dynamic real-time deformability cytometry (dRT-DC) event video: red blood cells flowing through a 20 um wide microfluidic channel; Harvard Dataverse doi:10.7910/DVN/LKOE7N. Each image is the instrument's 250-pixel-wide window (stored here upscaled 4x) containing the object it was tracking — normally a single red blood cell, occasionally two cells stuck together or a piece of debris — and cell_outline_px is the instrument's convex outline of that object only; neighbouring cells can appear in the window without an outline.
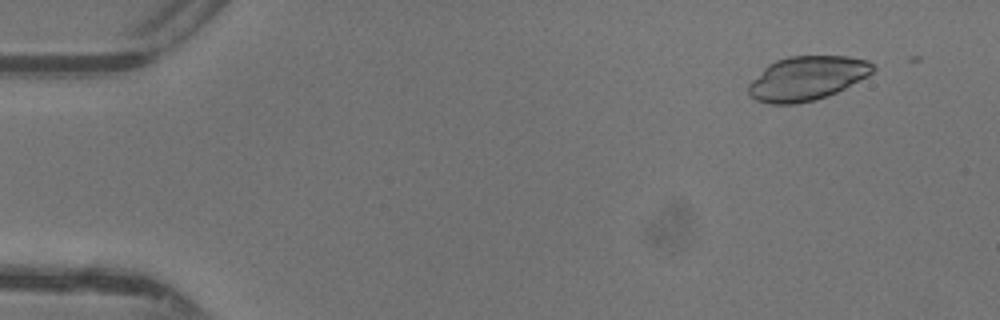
{"species": "common noctule bat (a hibernating species)", "species_latin": "Nyctalus noctula", "temperature_condition": "warm", "stored_images_in_passage": 41, "camera_frame_rate_fps": 3000, "um_per_image_px": 0.085, "animal": {"sex": "female"}, "frame": {"image": 1, "passage_image": 2, "time_ms": 0.333, "image_size_px": [1000, 320], "cell_outline_px": [[876, 68], [868, 76], [836, 92], [816, 100], [796, 104], [772, 104], [756, 100], [748, 92], [748, 84], [768, 64], [776, 60], [788, 56], [848, 56], [868, 60], [876, 64]], "centroid_in_image_um": [68.61, 6.64], "position_along_channel_um": 16.4, "area_um2": 32.02}}